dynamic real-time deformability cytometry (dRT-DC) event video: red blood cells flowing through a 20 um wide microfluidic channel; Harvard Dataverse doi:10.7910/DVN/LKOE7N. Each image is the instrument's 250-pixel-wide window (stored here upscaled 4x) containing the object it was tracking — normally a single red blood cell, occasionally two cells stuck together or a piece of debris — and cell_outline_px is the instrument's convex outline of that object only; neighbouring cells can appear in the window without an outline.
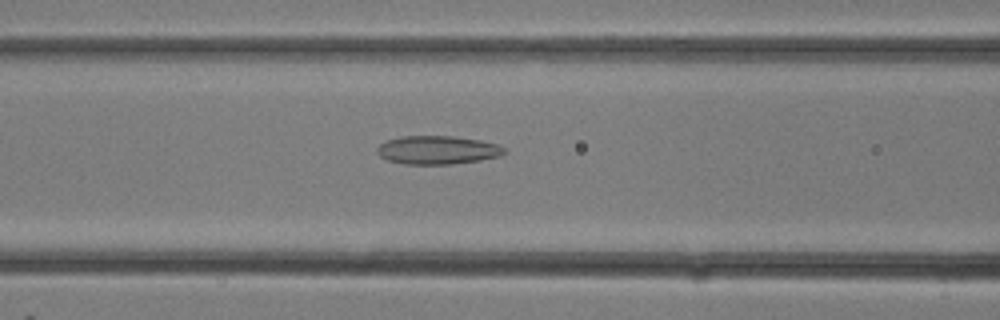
{"species": "common noctule bat (a hibernating species)", "species_latin": "Nyctalus noctula", "temperature_condition": "room temperature", "stored_images_in_passage": 21, "camera_frame_rate_fps": 3000, "um_per_image_px": 0.085, "animal": {"sex": "female"}, "frame": {"image": 1, "passage_image": 12, "time_ms": 3.667, "image_size_px": [1000, 320], "cell_outline_px": [[508, 152], [500, 156], [480, 160], [452, 164], [404, 164], [388, 160], [380, 156], [376, 152], [376, 148], [380, 144], [388, 140], [400, 136], [452, 136], [480, 140], [500, 144]], "centroid_in_image_um": [37.21, 12.75], "position_along_channel_um": 129.4, "area_um2": 21.21}}
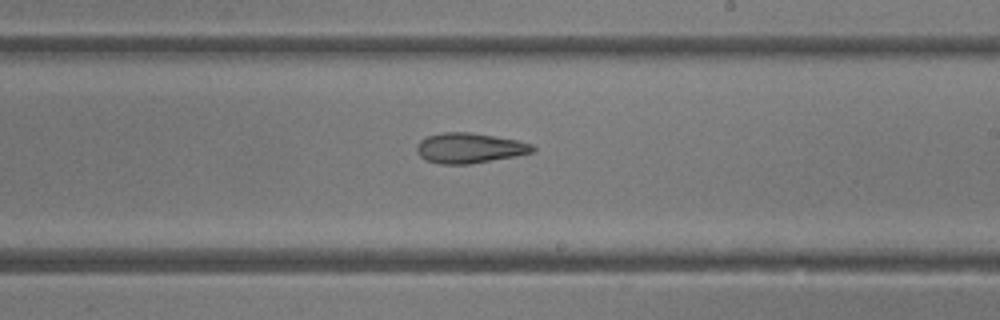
{"frame": {"image": 2, "passage_image": 17, "time_ms": 5.333, "image_size_px": [1000, 320], "cell_outline_px": [[536, 148], [532, 152], [516, 156], [468, 164], [440, 164], [424, 160], [416, 152], [416, 144], [420, 140], [428, 136], [444, 132], [472, 132], [516, 140], [532, 144]], "centroid_in_image_um": [39.86, 12.58], "position_along_channel_um": 249.1, "area_um2": 20.4}}
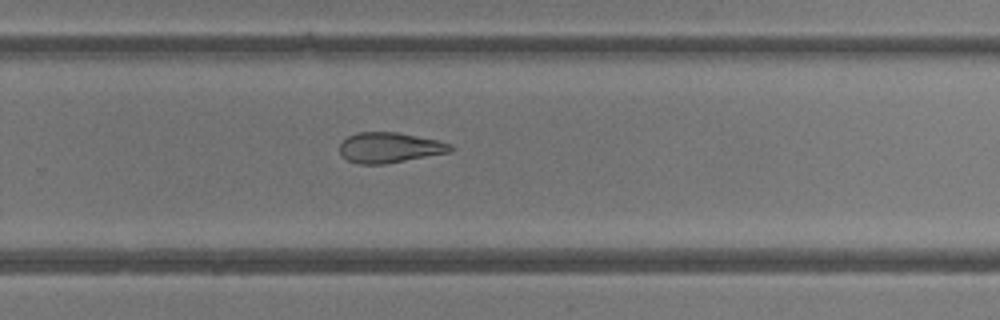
{"frame": {"image": 3, "passage_image": 19, "time_ms": 6.0, "image_size_px": [1000, 320], "cell_outline_px": [[456, 148], [452, 152], [384, 164], [360, 164], [348, 160], [340, 152], [340, 144], [348, 136], [356, 132], [396, 132], [436, 140], [452, 144]], "centroid_in_image_um": [33.15, 12.54], "position_along_channel_um": 296.6, "area_um2": 19.54}}